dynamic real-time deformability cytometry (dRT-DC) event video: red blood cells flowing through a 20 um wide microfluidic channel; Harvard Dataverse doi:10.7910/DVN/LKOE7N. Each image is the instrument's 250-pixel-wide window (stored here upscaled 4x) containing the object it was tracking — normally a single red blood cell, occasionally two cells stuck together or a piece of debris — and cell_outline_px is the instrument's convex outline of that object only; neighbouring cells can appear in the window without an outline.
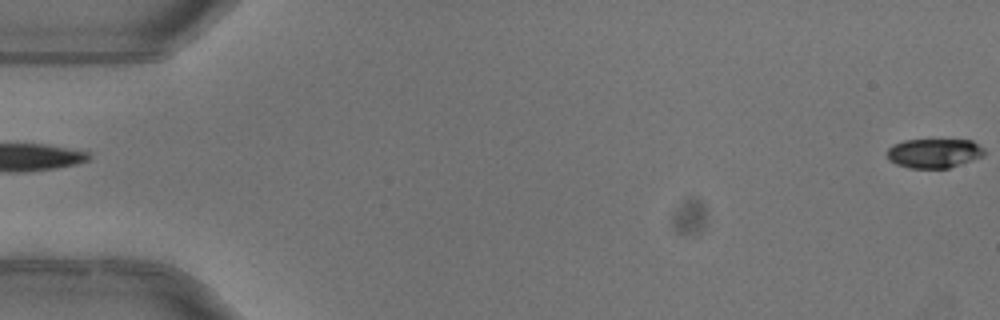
{"species": "common noctule bat (a hibernating species)", "species_latin": "Nyctalus noctula", "temperature_condition": "warm", "stored_images_in_passage": 4, "segment_of_instrument_passage": [2, 2], "camera_frame_rate_fps": 3000, "um_per_image_px": 0.085, "animal": {"sex": "female"}, "frame": {"image": 1, "passage_image": 4, "time_ms": 1.0, "image_size_px": [1000, 320], "cell_outline_px": [[984, 156], [948, 168], [908, 168], [896, 164], [888, 160], [888, 148], [892, 144], [904, 140], [972, 140], [984, 148]], "centroid_in_image_um": [79.38, 13.02], "position_along_channel_um": 5.6, "area_um2": 16.65}}